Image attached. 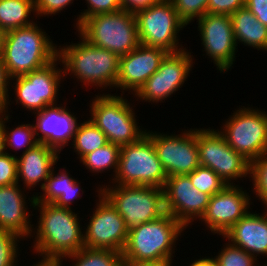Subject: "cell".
<instances>
[{
    "instance_id": "39",
    "label": "cell",
    "mask_w": 267,
    "mask_h": 266,
    "mask_svg": "<svg viewBox=\"0 0 267 266\" xmlns=\"http://www.w3.org/2000/svg\"><path fill=\"white\" fill-rule=\"evenodd\" d=\"M246 0H208L207 13L232 15L245 6Z\"/></svg>"
},
{
    "instance_id": "38",
    "label": "cell",
    "mask_w": 267,
    "mask_h": 266,
    "mask_svg": "<svg viewBox=\"0 0 267 266\" xmlns=\"http://www.w3.org/2000/svg\"><path fill=\"white\" fill-rule=\"evenodd\" d=\"M17 183V157L12 153L0 156V186Z\"/></svg>"
},
{
    "instance_id": "47",
    "label": "cell",
    "mask_w": 267,
    "mask_h": 266,
    "mask_svg": "<svg viewBox=\"0 0 267 266\" xmlns=\"http://www.w3.org/2000/svg\"><path fill=\"white\" fill-rule=\"evenodd\" d=\"M4 36H5V32L2 29H0V57L2 56V52H3Z\"/></svg>"
},
{
    "instance_id": "6",
    "label": "cell",
    "mask_w": 267,
    "mask_h": 266,
    "mask_svg": "<svg viewBox=\"0 0 267 266\" xmlns=\"http://www.w3.org/2000/svg\"><path fill=\"white\" fill-rule=\"evenodd\" d=\"M59 57L46 66L34 70L24 76L10 79L9 91L15 99L9 95L2 112L10 115L9 108L12 103L20 105L32 114L43 110L50 105H56L59 101V91L64 79V70ZM13 83V84H12ZM14 91V93H13ZM15 101V102H14Z\"/></svg>"
},
{
    "instance_id": "16",
    "label": "cell",
    "mask_w": 267,
    "mask_h": 266,
    "mask_svg": "<svg viewBox=\"0 0 267 266\" xmlns=\"http://www.w3.org/2000/svg\"><path fill=\"white\" fill-rule=\"evenodd\" d=\"M197 22L203 55L211 59L220 73L228 72L238 52L231 16L206 13Z\"/></svg>"
},
{
    "instance_id": "25",
    "label": "cell",
    "mask_w": 267,
    "mask_h": 266,
    "mask_svg": "<svg viewBox=\"0 0 267 266\" xmlns=\"http://www.w3.org/2000/svg\"><path fill=\"white\" fill-rule=\"evenodd\" d=\"M232 28L236 44H243L258 51L267 52V26L244 6L231 15Z\"/></svg>"
},
{
    "instance_id": "4",
    "label": "cell",
    "mask_w": 267,
    "mask_h": 266,
    "mask_svg": "<svg viewBox=\"0 0 267 266\" xmlns=\"http://www.w3.org/2000/svg\"><path fill=\"white\" fill-rule=\"evenodd\" d=\"M38 21L5 32L2 61L10 79L40 69L58 57V45Z\"/></svg>"
},
{
    "instance_id": "3",
    "label": "cell",
    "mask_w": 267,
    "mask_h": 266,
    "mask_svg": "<svg viewBox=\"0 0 267 266\" xmlns=\"http://www.w3.org/2000/svg\"><path fill=\"white\" fill-rule=\"evenodd\" d=\"M185 230L186 228L167 212L155 220L140 224L129 230L122 260L172 265V258L176 256L177 251L176 243L181 241L179 238L184 235Z\"/></svg>"
},
{
    "instance_id": "29",
    "label": "cell",
    "mask_w": 267,
    "mask_h": 266,
    "mask_svg": "<svg viewBox=\"0 0 267 266\" xmlns=\"http://www.w3.org/2000/svg\"><path fill=\"white\" fill-rule=\"evenodd\" d=\"M107 143L106 135L87 118V120L79 121L73 141L69 147L78 155L76 158L80 160L86 154L97 150Z\"/></svg>"
},
{
    "instance_id": "13",
    "label": "cell",
    "mask_w": 267,
    "mask_h": 266,
    "mask_svg": "<svg viewBox=\"0 0 267 266\" xmlns=\"http://www.w3.org/2000/svg\"><path fill=\"white\" fill-rule=\"evenodd\" d=\"M192 53L186 47L177 52H168L162 59L158 70L134 95L136 101L158 105L159 102L164 103L167 98L175 95V92L180 90L190 77L192 67L196 62Z\"/></svg>"
},
{
    "instance_id": "1",
    "label": "cell",
    "mask_w": 267,
    "mask_h": 266,
    "mask_svg": "<svg viewBox=\"0 0 267 266\" xmlns=\"http://www.w3.org/2000/svg\"><path fill=\"white\" fill-rule=\"evenodd\" d=\"M39 213L33 225L30 247L33 253L44 259L62 258L84 248L83 225L80 213L53 203L35 202L33 211ZM38 212V213H37ZM35 226V228H34ZM33 243V244H32ZM40 255V256H39Z\"/></svg>"
},
{
    "instance_id": "46",
    "label": "cell",
    "mask_w": 267,
    "mask_h": 266,
    "mask_svg": "<svg viewBox=\"0 0 267 266\" xmlns=\"http://www.w3.org/2000/svg\"><path fill=\"white\" fill-rule=\"evenodd\" d=\"M4 130L2 127V111H0V156L5 154Z\"/></svg>"
},
{
    "instance_id": "36",
    "label": "cell",
    "mask_w": 267,
    "mask_h": 266,
    "mask_svg": "<svg viewBox=\"0 0 267 266\" xmlns=\"http://www.w3.org/2000/svg\"><path fill=\"white\" fill-rule=\"evenodd\" d=\"M87 9L81 10L77 15L73 27L77 28L86 18L98 14L114 13L122 10L121 0H85ZM76 25V26H75Z\"/></svg>"
},
{
    "instance_id": "41",
    "label": "cell",
    "mask_w": 267,
    "mask_h": 266,
    "mask_svg": "<svg viewBox=\"0 0 267 266\" xmlns=\"http://www.w3.org/2000/svg\"><path fill=\"white\" fill-rule=\"evenodd\" d=\"M10 77L0 57V111L4 108L7 98L11 92H9Z\"/></svg>"
},
{
    "instance_id": "35",
    "label": "cell",
    "mask_w": 267,
    "mask_h": 266,
    "mask_svg": "<svg viewBox=\"0 0 267 266\" xmlns=\"http://www.w3.org/2000/svg\"><path fill=\"white\" fill-rule=\"evenodd\" d=\"M180 20L188 26L207 13L208 0H171Z\"/></svg>"
},
{
    "instance_id": "26",
    "label": "cell",
    "mask_w": 267,
    "mask_h": 266,
    "mask_svg": "<svg viewBox=\"0 0 267 266\" xmlns=\"http://www.w3.org/2000/svg\"><path fill=\"white\" fill-rule=\"evenodd\" d=\"M36 19L34 0H0V29L4 32L29 26Z\"/></svg>"
},
{
    "instance_id": "7",
    "label": "cell",
    "mask_w": 267,
    "mask_h": 266,
    "mask_svg": "<svg viewBox=\"0 0 267 266\" xmlns=\"http://www.w3.org/2000/svg\"><path fill=\"white\" fill-rule=\"evenodd\" d=\"M90 44L107 49L119 57L139 44L135 14L125 9L86 18L76 29Z\"/></svg>"
},
{
    "instance_id": "30",
    "label": "cell",
    "mask_w": 267,
    "mask_h": 266,
    "mask_svg": "<svg viewBox=\"0 0 267 266\" xmlns=\"http://www.w3.org/2000/svg\"><path fill=\"white\" fill-rule=\"evenodd\" d=\"M67 260L69 263L70 261L72 262V265L70 264L69 266H120L122 253L110 249H91L84 247L79 251L62 258L59 261L60 265L64 266Z\"/></svg>"
},
{
    "instance_id": "42",
    "label": "cell",
    "mask_w": 267,
    "mask_h": 266,
    "mask_svg": "<svg viewBox=\"0 0 267 266\" xmlns=\"http://www.w3.org/2000/svg\"><path fill=\"white\" fill-rule=\"evenodd\" d=\"M160 0H121L122 8L135 13L136 11L150 7L152 4L159 2Z\"/></svg>"
},
{
    "instance_id": "32",
    "label": "cell",
    "mask_w": 267,
    "mask_h": 266,
    "mask_svg": "<svg viewBox=\"0 0 267 266\" xmlns=\"http://www.w3.org/2000/svg\"><path fill=\"white\" fill-rule=\"evenodd\" d=\"M252 181L251 191L258 198L261 205L267 208V153L258 157L250 163V179Z\"/></svg>"
},
{
    "instance_id": "11",
    "label": "cell",
    "mask_w": 267,
    "mask_h": 266,
    "mask_svg": "<svg viewBox=\"0 0 267 266\" xmlns=\"http://www.w3.org/2000/svg\"><path fill=\"white\" fill-rule=\"evenodd\" d=\"M196 141L200 166L212 169L227 185L250 179L251 162L228 145L218 128L196 127Z\"/></svg>"
},
{
    "instance_id": "43",
    "label": "cell",
    "mask_w": 267,
    "mask_h": 266,
    "mask_svg": "<svg viewBox=\"0 0 267 266\" xmlns=\"http://www.w3.org/2000/svg\"><path fill=\"white\" fill-rule=\"evenodd\" d=\"M191 261L192 263H189V266H217L215 259L213 258V255L201 257Z\"/></svg>"
},
{
    "instance_id": "8",
    "label": "cell",
    "mask_w": 267,
    "mask_h": 266,
    "mask_svg": "<svg viewBox=\"0 0 267 266\" xmlns=\"http://www.w3.org/2000/svg\"><path fill=\"white\" fill-rule=\"evenodd\" d=\"M101 185L98 184L100 193L123 217L128 230L166 213L163 188L105 183Z\"/></svg>"
},
{
    "instance_id": "20",
    "label": "cell",
    "mask_w": 267,
    "mask_h": 266,
    "mask_svg": "<svg viewBox=\"0 0 267 266\" xmlns=\"http://www.w3.org/2000/svg\"><path fill=\"white\" fill-rule=\"evenodd\" d=\"M59 103L34 113L33 125L37 141L61 153L65 146L71 145L80 120L67 109V102Z\"/></svg>"
},
{
    "instance_id": "44",
    "label": "cell",
    "mask_w": 267,
    "mask_h": 266,
    "mask_svg": "<svg viewBox=\"0 0 267 266\" xmlns=\"http://www.w3.org/2000/svg\"><path fill=\"white\" fill-rule=\"evenodd\" d=\"M120 266H173L168 263H144V262H133L129 260H122Z\"/></svg>"
},
{
    "instance_id": "18",
    "label": "cell",
    "mask_w": 267,
    "mask_h": 266,
    "mask_svg": "<svg viewBox=\"0 0 267 266\" xmlns=\"http://www.w3.org/2000/svg\"><path fill=\"white\" fill-rule=\"evenodd\" d=\"M163 190L166 212L186 229L205 213L210 196L194 187L187 174L167 177Z\"/></svg>"
},
{
    "instance_id": "5",
    "label": "cell",
    "mask_w": 267,
    "mask_h": 266,
    "mask_svg": "<svg viewBox=\"0 0 267 266\" xmlns=\"http://www.w3.org/2000/svg\"><path fill=\"white\" fill-rule=\"evenodd\" d=\"M114 94H95L89 101L88 119L106 135L108 142L121 147L137 142L145 135L146 128L138 125L135 106L126 96Z\"/></svg>"
},
{
    "instance_id": "45",
    "label": "cell",
    "mask_w": 267,
    "mask_h": 266,
    "mask_svg": "<svg viewBox=\"0 0 267 266\" xmlns=\"http://www.w3.org/2000/svg\"><path fill=\"white\" fill-rule=\"evenodd\" d=\"M30 266H61L60 262L55 259H44L41 258L38 262L31 264Z\"/></svg>"
},
{
    "instance_id": "22",
    "label": "cell",
    "mask_w": 267,
    "mask_h": 266,
    "mask_svg": "<svg viewBox=\"0 0 267 266\" xmlns=\"http://www.w3.org/2000/svg\"><path fill=\"white\" fill-rule=\"evenodd\" d=\"M60 157L54 148L44 143L36 144L17 156V183L28 191L36 186L42 189Z\"/></svg>"
},
{
    "instance_id": "21",
    "label": "cell",
    "mask_w": 267,
    "mask_h": 266,
    "mask_svg": "<svg viewBox=\"0 0 267 266\" xmlns=\"http://www.w3.org/2000/svg\"><path fill=\"white\" fill-rule=\"evenodd\" d=\"M25 193L26 189L18 183L0 186V230L13 232L26 241L30 239L34 225L31 216L35 215L28 209H34L36 198L34 194L30 197Z\"/></svg>"
},
{
    "instance_id": "12",
    "label": "cell",
    "mask_w": 267,
    "mask_h": 266,
    "mask_svg": "<svg viewBox=\"0 0 267 266\" xmlns=\"http://www.w3.org/2000/svg\"><path fill=\"white\" fill-rule=\"evenodd\" d=\"M138 38L141 45L158 47L167 52L184 49L179 33L186 25L180 20L171 0H160L136 11Z\"/></svg>"
},
{
    "instance_id": "19",
    "label": "cell",
    "mask_w": 267,
    "mask_h": 266,
    "mask_svg": "<svg viewBox=\"0 0 267 266\" xmlns=\"http://www.w3.org/2000/svg\"><path fill=\"white\" fill-rule=\"evenodd\" d=\"M167 53L162 48L139 44L130 53L121 56L119 59L116 92L121 90L120 92L122 93H119V95H125L128 91V94L134 96L158 70L162 59Z\"/></svg>"
},
{
    "instance_id": "28",
    "label": "cell",
    "mask_w": 267,
    "mask_h": 266,
    "mask_svg": "<svg viewBox=\"0 0 267 266\" xmlns=\"http://www.w3.org/2000/svg\"><path fill=\"white\" fill-rule=\"evenodd\" d=\"M120 151L121 147L119 145L108 142L106 145L83 156L79 162L88 169L87 171H89L92 176L96 174L99 175V173H110V170L113 169V171H111L112 177L108 182L110 183L118 170Z\"/></svg>"
},
{
    "instance_id": "15",
    "label": "cell",
    "mask_w": 267,
    "mask_h": 266,
    "mask_svg": "<svg viewBox=\"0 0 267 266\" xmlns=\"http://www.w3.org/2000/svg\"><path fill=\"white\" fill-rule=\"evenodd\" d=\"M98 199L95 201L92 214L83 229L84 247L91 249H110L123 252L127 239L128 228L123 217L111 205V203L100 193V187L96 191ZM91 215V216H90Z\"/></svg>"
},
{
    "instance_id": "37",
    "label": "cell",
    "mask_w": 267,
    "mask_h": 266,
    "mask_svg": "<svg viewBox=\"0 0 267 266\" xmlns=\"http://www.w3.org/2000/svg\"><path fill=\"white\" fill-rule=\"evenodd\" d=\"M74 0H34L35 4V13L37 18L40 20V17L50 16L60 14L66 7H69L73 4Z\"/></svg>"
},
{
    "instance_id": "33",
    "label": "cell",
    "mask_w": 267,
    "mask_h": 266,
    "mask_svg": "<svg viewBox=\"0 0 267 266\" xmlns=\"http://www.w3.org/2000/svg\"><path fill=\"white\" fill-rule=\"evenodd\" d=\"M187 175L194 187L200 192L208 194L210 197L227 186L212 169L203 166L197 167L193 172Z\"/></svg>"
},
{
    "instance_id": "27",
    "label": "cell",
    "mask_w": 267,
    "mask_h": 266,
    "mask_svg": "<svg viewBox=\"0 0 267 266\" xmlns=\"http://www.w3.org/2000/svg\"><path fill=\"white\" fill-rule=\"evenodd\" d=\"M12 115H8L2 112V127L4 130V141H5V151L7 154H10L9 151H13L15 154H12L14 157H17V151H21L24 154L27 150L34 147L39 142L35 136V130L33 123H21L18 125H13L10 128V119ZM7 123L8 126H7ZM15 126V128H13ZM9 149V150H8Z\"/></svg>"
},
{
    "instance_id": "23",
    "label": "cell",
    "mask_w": 267,
    "mask_h": 266,
    "mask_svg": "<svg viewBox=\"0 0 267 266\" xmlns=\"http://www.w3.org/2000/svg\"><path fill=\"white\" fill-rule=\"evenodd\" d=\"M253 211H249L220 237L224 242L228 240L256 259H264V256L267 257V208L262 213Z\"/></svg>"
},
{
    "instance_id": "34",
    "label": "cell",
    "mask_w": 267,
    "mask_h": 266,
    "mask_svg": "<svg viewBox=\"0 0 267 266\" xmlns=\"http://www.w3.org/2000/svg\"><path fill=\"white\" fill-rule=\"evenodd\" d=\"M24 240L13 232L0 230V266H18L19 243Z\"/></svg>"
},
{
    "instance_id": "31",
    "label": "cell",
    "mask_w": 267,
    "mask_h": 266,
    "mask_svg": "<svg viewBox=\"0 0 267 266\" xmlns=\"http://www.w3.org/2000/svg\"><path fill=\"white\" fill-rule=\"evenodd\" d=\"M222 245L221 251L219 249L216 256L213 257L217 266H267V261L264 262L265 264L259 262L254 256L229 241Z\"/></svg>"
},
{
    "instance_id": "40",
    "label": "cell",
    "mask_w": 267,
    "mask_h": 266,
    "mask_svg": "<svg viewBox=\"0 0 267 266\" xmlns=\"http://www.w3.org/2000/svg\"><path fill=\"white\" fill-rule=\"evenodd\" d=\"M245 7L264 26H267V0H246Z\"/></svg>"
},
{
    "instance_id": "2",
    "label": "cell",
    "mask_w": 267,
    "mask_h": 266,
    "mask_svg": "<svg viewBox=\"0 0 267 266\" xmlns=\"http://www.w3.org/2000/svg\"><path fill=\"white\" fill-rule=\"evenodd\" d=\"M77 43L68 42L58 46V57L62 62L64 76L69 75L81 82L80 88H96L105 91L116 89L120 57L104 48L90 44L79 33ZM84 85V86H83ZM88 85V86H87ZM105 89V90H104ZM110 89V90H109Z\"/></svg>"
},
{
    "instance_id": "17",
    "label": "cell",
    "mask_w": 267,
    "mask_h": 266,
    "mask_svg": "<svg viewBox=\"0 0 267 266\" xmlns=\"http://www.w3.org/2000/svg\"><path fill=\"white\" fill-rule=\"evenodd\" d=\"M252 194L242 186L227 185L210 197L205 213L199 221L209 234L223 236L236 222L254 208ZM253 205L251 208L250 206ZM251 209V210H250ZM203 223V224H202Z\"/></svg>"
},
{
    "instance_id": "14",
    "label": "cell",
    "mask_w": 267,
    "mask_h": 266,
    "mask_svg": "<svg viewBox=\"0 0 267 266\" xmlns=\"http://www.w3.org/2000/svg\"><path fill=\"white\" fill-rule=\"evenodd\" d=\"M145 134L152 140L167 177L190 174L200 166L196 128L187 127L180 134L146 129Z\"/></svg>"
},
{
    "instance_id": "24",
    "label": "cell",
    "mask_w": 267,
    "mask_h": 266,
    "mask_svg": "<svg viewBox=\"0 0 267 266\" xmlns=\"http://www.w3.org/2000/svg\"><path fill=\"white\" fill-rule=\"evenodd\" d=\"M58 168L54 167L40 192H33L35 202L53 203L58 207L74 209L71 205L77 203L75 200L78 198L82 199L85 191L81 187V182L75 179L65 166L63 169ZM55 169L58 170L54 171Z\"/></svg>"
},
{
    "instance_id": "9",
    "label": "cell",
    "mask_w": 267,
    "mask_h": 266,
    "mask_svg": "<svg viewBox=\"0 0 267 266\" xmlns=\"http://www.w3.org/2000/svg\"><path fill=\"white\" fill-rule=\"evenodd\" d=\"M166 180L154 144L145 134L137 142L121 146L118 170L109 184L164 188Z\"/></svg>"
},
{
    "instance_id": "10",
    "label": "cell",
    "mask_w": 267,
    "mask_h": 266,
    "mask_svg": "<svg viewBox=\"0 0 267 266\" xmlns=\"http://www.w3.org/2000/svg\"><path fill=\"white\" fill-rule=\"evenodd\" d=\"M247 105H239L218 130L232 149L252 162L267 153V112Z\"/></svg>"
}]
</instances>
